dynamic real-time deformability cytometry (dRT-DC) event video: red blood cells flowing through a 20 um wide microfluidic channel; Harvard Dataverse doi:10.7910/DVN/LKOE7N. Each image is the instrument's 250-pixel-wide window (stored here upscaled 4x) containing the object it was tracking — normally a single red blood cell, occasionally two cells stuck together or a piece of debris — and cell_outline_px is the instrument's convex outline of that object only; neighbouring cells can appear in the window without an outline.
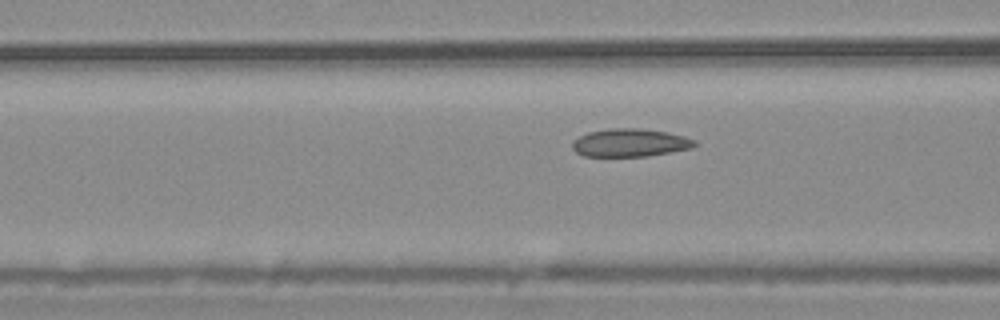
{"species": "common noctule bat (a hibernating species)", "species_latin": "Nyctalus noctula", "temperature_condition": "warm", "stored_images_in_passage": 55, "camera_frame_rate_fps": 3000, "um_per_image_px": 0.085, "animal": {"sex": "male", "body_mass_g": 20.4}, "frame": {"image": 1, "passage_image": 22, "time_ms": 7.0, "image_size_px": [1000, 320], "cell_outline_px": [[700, 144], [692, 148], [648, 156], [584, 156], [576, 152], [572, 148], [572, 144], [580, 136], [588, 132], [608, 128], [640, 128], [668, 132], [684, 136], [696, 140]], "centroid_in_image_um": [53.6, 12.13], "position_along_channel_um": 113.0, "area_um2": 20.06}}
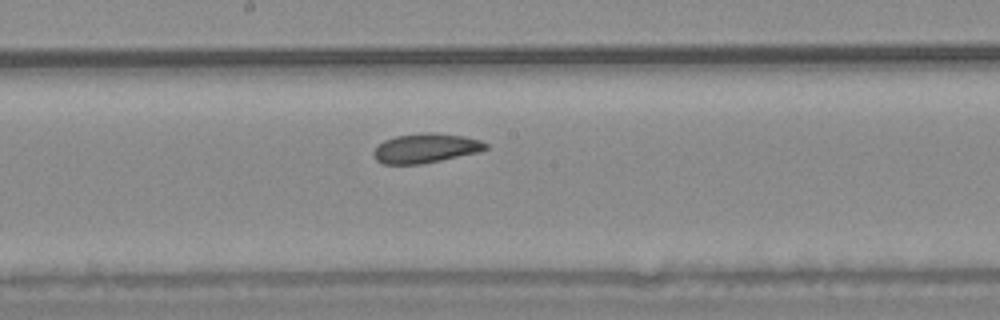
{"frame": {"image": 2, "passage_image": 30, "time_ms": 9.667, "image_size_px": [1000, 320], "cell_outline_px": [[488, 148], [480, 152], [420, 164], [384, 164], [376, 160], [372, 152], [384, 140], [396, 136], [428, 132], [436, 132], [464, 136], [480, 140], [488, 144]], "centroid_in_image_um": [36.2, 12.59], "position_along_channel_um": 212.0, "area_um2": 19.19}}
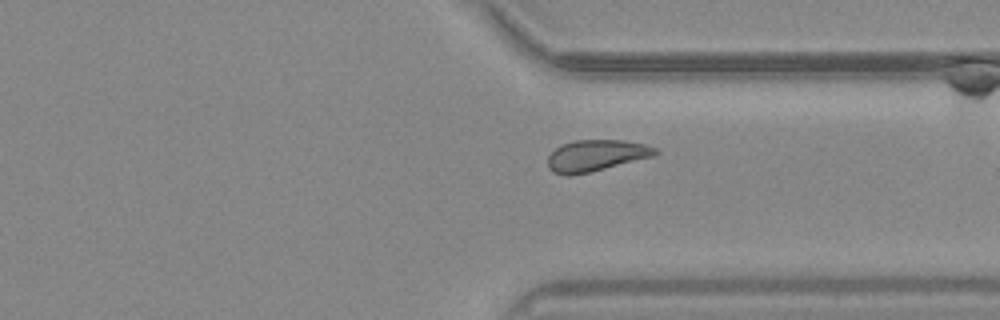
{"frame": {"image": 3, "passage_image": 42, "time_ms": 13.667, "image_size_px": [1000, 320], "cell_outline_px": [[660, 152], [656, 156], [588, 172], [568, 176], [552, 172], [548, 168], [548, 156], [556, 148], [564, 144], [576, 140], [624, 140], [644, 144], [656, 148]], "centroid_in_image_um": [50.69, 13.22], "position_along_channel_um": 360.7, "area_um2": 19.59}, "authors_computed_cell_mechanics": {"area_um2": 20.519, "velocity_mm_per_s": 3.7069, "shape_relaxation_time_tau1_ms": 6.0932, "shape_relaxation_time_tau2_ms": 3.605, "deformation_change_tau1": 0.0855, "deformation_change_tau2": 0.075}}